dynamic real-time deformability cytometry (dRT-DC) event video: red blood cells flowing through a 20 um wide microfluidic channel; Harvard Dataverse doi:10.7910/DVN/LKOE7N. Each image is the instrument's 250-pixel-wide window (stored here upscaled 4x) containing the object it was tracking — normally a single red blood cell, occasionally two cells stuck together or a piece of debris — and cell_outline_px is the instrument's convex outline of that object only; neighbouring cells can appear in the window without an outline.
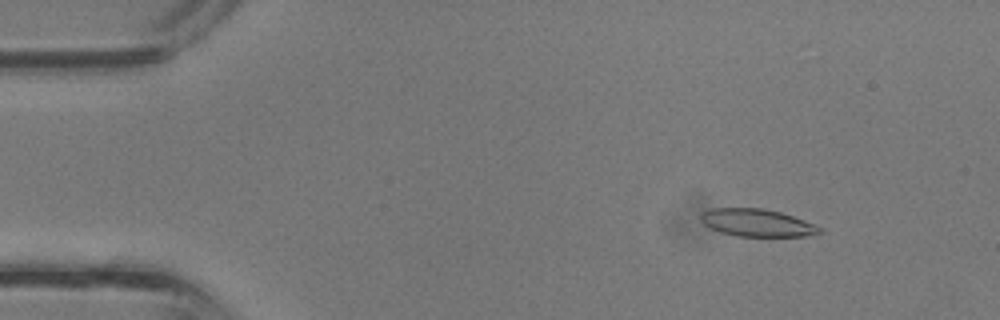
{"species": "common noctule bat (a hibernating species)", "species_latin": "Nyctalus noctula", "temperature_condition": "room temperature", "stored_images_in_passage": 8, "camera_frame_rate_fps": 3000, "um_per_image_px": 0.085, "animal": {"sex": "male", "body_mass_g": 13.3}, "frame": {"image": 1, "passage_image": 5, "time_ms": 1.333, "image_size_px": [1000, 320], "cell_outline_px": [[824, 232], [804, 236], [736, 236], [720, 232], [704, 224], [700, 220], [700, 212], [712, 208], [764, 208], [780, 212], [804, 220], [824, 228]], "centroid_in_image_um": [64.35, 18.93], "position_along_channel_um": 20.7, "area_um2": 19.13}}